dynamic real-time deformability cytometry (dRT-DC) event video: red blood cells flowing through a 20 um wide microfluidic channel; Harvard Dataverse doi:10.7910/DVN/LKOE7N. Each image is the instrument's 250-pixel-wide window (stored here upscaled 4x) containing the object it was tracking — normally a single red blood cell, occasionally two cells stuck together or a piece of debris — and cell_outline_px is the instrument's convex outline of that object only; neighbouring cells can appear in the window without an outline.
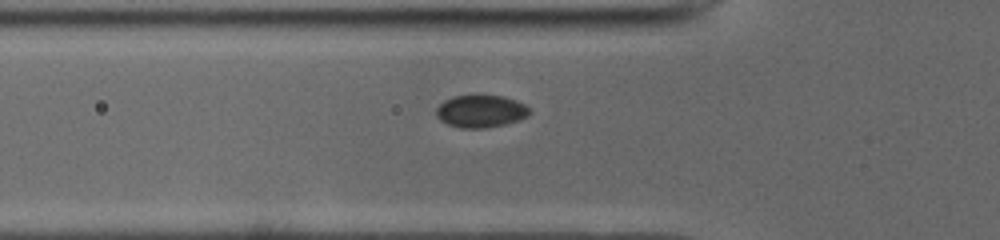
{"species": "common noctule bat (a hibernating species)", "species_latin": "Nyctalus noctula", "temperature_condition": "cold", "stored_images_in_passage": 32, "camera_frame_rate_fps": 3000, "um_per_image_px": 0.085, "animal": {"sex": "male", "body_mass_g": 19.0, "forearm_length_mm": 50.8}, "frame": {"image": 1, "passage_image": 2, "time_ms": 0.333, "image_size_px": [1000, 240], "cell_outline_px": [[528, 112], [524, 116], [516, 120], [504, 124], [484, 128], [460, 128], [448, 124], [440, 120], [436, 116], [436, 108], [444, 100], [452, 96], [504, 96], [516, 100], [524, 104], [528, 108]], "centroid_in_image_um": [40.8, 9.45], "position_along_channel_um": 85.0, "area_um2": 17.28}}
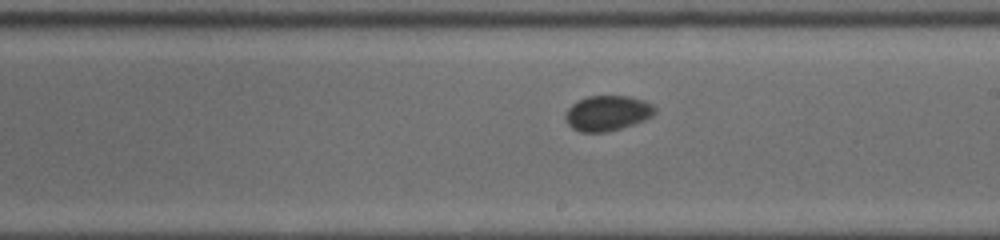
{"frame": {"image": 2, "passage_image": 14, "time_ms": 4.333, "image_size_px": [1000, 240], "cell_outline_px": [[656, 112], [652, 116], [644, 120], [620, 128], [604, 132], [580, 132], [572, 128], [568, 124], [568, 108], [572, 104], [588, 96], [628, 96], [652, 104], [656, 108]], "centroid_in_image_um": [51.66, 9.62], "position_along_channel_um": 237.3, "area_um2": 17.92}}
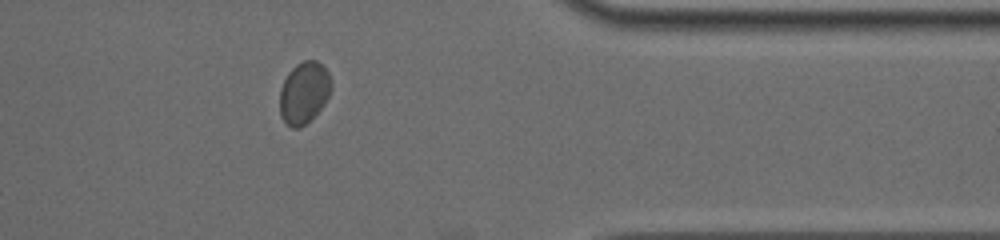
{"frame": {"image": 3, "passage_image": 27, "time_ms": 8.667, "image_size_px": [1000, 240], "cell_outline_px": [[332, 88], [324, 104], [300, 128], [292, 128], [280, 116], [280, 88], [288, 72], [296, 64], [304, 60], [316, 60], [328, 72], [332, 80]], "centroid_in_image_um": [25.84, 7.85], "position_along_channel_um": 385.6, "area_um2": 18.38}}